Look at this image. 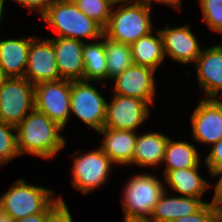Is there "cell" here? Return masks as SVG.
<instances>
[{
    "mask_svg": "<svg viewBox=\"0 0 222 222\" xmlns=\"http://www.w3.org/2000/svg\"><path fill=\"white\" fill-rule=\"evenodd\" d=\"M155 74L156 71L153 69L133 64L110 81L114 82L110 87L113 89L112 94L143 100L154 110L158 87Z\"/></svg>",
    "mask_w": 222,
    "mask_h": 222,
    "instance_id": "11",
    "label": "cell"
},
{
    "mask_svg": "<svg viewBox=\"0 0 222 222\" xmlns=\"http://www.w3.org/2000/svg\"><path fill=\"white\" fill-rule=\"evenodd\" d=\"M46 212H41L38 214L28 215L22 219L17 220L16 222H45Z\"/></svg>",
    "mask_w": 222,
    "mask_h": 222,
    "instance_id": "35",
    "label": "cell"
},
{
    "mask_svg": "<svg viewBox=\"0 0 222 222\" xmlns=\"http://www.w3.org/2000/svg\"><path fill=\"white\" fill-rule=\"evenodd\" d=\"M137 133L131 130H116L103 127L97 132L102 136L99 147L117 167H131Z\"/></svg>",
    "mask_w": 222,
    "mask_h": 222,
    "instance_id": "17",
    "label": "cell"
},
{
    "mask_svg": "<svg viewBox=\"0 0 222 222\" xmlns=\"http://www.w3.org/2000/svg\"><path fill=\"white\" fill-rule=\"evenodd\" d=\"M5 4H6V0H0V27H1V24H3L2 20L4 17Z\"/></svg>",
    "mask_w": 222,
    "mask_h": 222,
    "instance_id": "38",
    "label": "cell"
},
{
    "mask_svg": "<svg viewBox=\"0 0 222 222\" xmlns=\"http://www.w3.org/2000/svg\"><path fill=\"white\" fill-rule=\"evenodd\" d=\"M193 143L209 148L222 139V99L199 98L190 115Z\"/></svg>",
    "mask_w": 222,
    "mask_h": 222,
    "instance_id": "12",
    "label": "cell"
},
{
    "mask_svg": "<svg viewBox=\"0 0 222 222\" xmlns=\"http://www.w3.org/2000/svg\"><path fill=\"white\" fill-rule=\"evenodd\" d=\"M39 19L56 34L51 37H67L90 42L104 35V28L80 11L73 2L53 0Z\"/></svg>",
    "mask_w": 222,
    "mask_h": 222,
    "instance_id": "3",
    "label": "cell"
},
{
    "mask_svg": "<svg viewBox=\"0 0 222 222\" xmlns=\"http://www.w3.org/2000/svg\"><path fill=\"white\" fill-rule=\"evenodd\" d=\"M96 83L104 87L108 84L98 81H71L70 115L76 116L86 127L97 133L104 127L109 99L95 87Z\"/></svg>",
    "mask_w": 222,
    "mask_h": 222,
    "instance_id": "7",
    "label": "cell"
},
{
    "mask_svg": "<svg viewBox=\"0 0 222 222\" xmlns=\"http://www.w3.org/2000/svg\"><path fill=\"white\" fill-rule=\"evenodd\" d=\"M0 222H16L0 207Z\"/></svg>",
    "mask_w": 222,
    "mask_h": 222,
    "instance_id": "36",
    "label": "cell"
},
{
    "mask_svg": "<svg viewBox=\"0 0 222 222\" xmlns=\"http://www.w3.org/2000/svg\"><path fill=\"white\" fill-rule=\"evenodd\" d=\"M54 47V57L62 79L69 81L83 80L84 42L67 37H50Z\"/></svg>",
    "mask_w": 222,
    "mask_h": 222,
    "instance_id": "16",
    "label": "cell"
},
{
    "mask_svg": "<svg viewBox=\"0 0 222 222\" xmlns=\"http://www.w3.org/2000/svg\"><path fill=\"white\" fill-rule=\"evenodd\" d=\"M83 62V80L103 83L108 82L105 35L100 39L84 42Z\"/></svg>",
    "mask_w": 222,
    "mask_h": 222,
    "instance_id": "24",
    "label": "cell"
},
{
    "mask_svg": "<svg viewBox=\"0 0 222 222\" xmlns=\"http://www.w3.org/2000/svg\"><path fill=\"white\" fill-rule=\"evenodd\" d=\"M15 128L20 156L50 160L67 145V138L61 134L65 129L35 108Z\"/></svg>",
    "mask_w": 222,
    "mask_h": 222,
    "instance_id": "1",
    "label": "cell"
},
{
    "mask_svg": "<svg viewBox=\"0 0 222 222\" xmlns=\"http://www.w3.org/2000/svg\"><path fill=\"white\" fill-rule=\"evenodd\" d=\"M150 4H162L164 6H169L170 8H173L176 11H181L182 9V0H146Z\"/></svg>",
    "mask_w": 222,
    "mask_h": 222,
    "instance_id": "34",
    "label": "cell"
},
{
    "mask_svg": "<svg viewBox=\"0 0 222 222\" xmlns=\"http://www.w3.org/2000/svg\"><path fill=\"white\" fill-rule=\"evenodd\" d=\"M107 101L104 127L116 130L139 131L151 116L152 107L143 100L111 94Z\"/></svg>",
    "mask_w": 222,
    "mask_h": 222,
    "instance_id": "10",
    "label": "cell"
},
{
    "mask_svg": "<svg viewBox=\"0 0 222 222\" xmlns=\"http://www.w3.org/2000/svg\"><path fill=\"white\" fill-rule=\"evenodd\" d=\"M58 197L59 199L46 211L45 222H74L63 195Z\"/></svg>",
    "mask_w": 222,
    "mask_h": 222,
    "instance_id": "29",
    "label": "cell"
},
{
    "mask_svg": "<svg viewBox=\"0 0 222 222\" xmlns=\"http://www.w3.org/2000/svg\"><path fill=\"white\" fill-rule=\"evenodd\" d=\"M168 139L169 135L159 131L137 133L131 166L134 165L143 169L147 167L151 170L155 167L153 170L156 171L162 166Z\"/></svg>",
    "mask_w": 222,
    "mask_h": 222,
    "instance_id": "19",
    "label": "cell"
},
{
    "mask_svg": "<svg viewBox=\"0 0 222 222\" xmlns=\"http://www.w3.org/2000/svg\"><path fill=\"white\" fill-rule=\"evenodd\" d=\"M115 1L113 0H77L76 6L89 18L105 28L109 22Z\"/></svg>",
    "mask_w": 222,
    "mask_h": 222,
    "instance_id": "27",
    "label": "cell"
},
{
    "mask_svg": "<svg viewBox=\"0 0 222 222\" xmlns=\"http://www.w3.org/2000/svg\"><path fill=\"white\" fill-rule=\"evenodd\" d=\"M221 218L216 209L207 202L194 214L180 217L173 222H218Z\"/></svg>",
    "mask_w": 222,
    "mask_h": 222,
    "instance_id": "30",
    "label": "cell"
},
{
    "mask_svg": "<svg viewBox=\"0 0 222 222\" xmlns=\"http://www.w3.org/2000/svg\"><path fill=\"white\" fill-rule=\"evenodd\" d=\"M54 189L17 179L0 195V207L15 221L28 215L46 212L58 199Z\"/></svg>",
    "mask_w": 222,
    "mask_h": 222,
    "instance_id": "5",
    "label": "cell"
},
{
    "mask_svg": "<svg viewBox=\"0 0 222 222\" xmlns=\"http://www.w3.org/2000/svg\"><path fill=\"white\" fill-rule=\"evenodd\" d=\"M200 155L196 144L169 137L162 162V167L165 165L162 176L169 171L199 166L202 163Z\"/></svg>",
    "mask_w": 222,
    "mask_h": 222,
    "instance_id": "23",
    "label": "cell"
},
{
    "mask_svg": "<svg viewBox=\"0 0 222 222\" xmlns=\"http://www.w3.org/2000/svg\"><path fill=\"white\" fill-rule=\"evenodd\" d=\"M105 52L108 82L134 64L129 44L116 42L105 36Z\"/></svg>",
    "mask_w": 222,
    "mask_h": 222,
    "instance_id": "25",
    "label": "cell"
},
{
    "mask_svg": "<svg viewBox=\"0 0 222 222\" xmlns=\"http://www.w3.org/2000/svg\"><path fill=\"white\" fill-rule=\"evenodd\" d=\"M209 152L203 162L208 173H217L222 171V139L208 148Z\"/></svg>",
    "mask_w": 222,
    "mask_h": 222,
    "instance_id": "31",
    "label": "cell"
},
{
    "mask_svg": "<svg viewBox=\"0 0 222 222\" xmlns=\"http://www.w3.org/2000/svg\"><path fill=\"white\" fill-rule=\"evenodd\" d=\"M34 108V85L26 78L9 77L0 86V121L16 127Z\"/></svg>",
    "mask_w": 222,
    "mask_h": 222,
    "instance_id": "8",
    "label": "cell"
},
{
    "mask_svg": "<svg viewBox=\"0 0 222 222\" xmlns=\"http://www.w3.org/2000/svg\"><path fill=\"white\" fill-rule=\"evenodd\" d=\"M36 37L27 36L0 39V65L9 77H24L31 41Z\"/></svg>",
    "mask_w": 222,
    "mask_h": 222,
    "instance_id": "20",
    "label": "cell"
},
{
    "mask_svg": "<svg viewBox=\"0 0 222 222\" xmlns=\"http://www.w3.org/2000/svg\"><path fill=\"white\" fill-rule=\"evenodd\" d=\"M19 157L15 126L0 121V168Z\"/></svg>",
    "mask_w": 222,
    "mask_h": 222,
    "instance_id": "26",
    "label": "cell"
},
{
    "mask_svg": "<svg viewBox=\"0 0 222 222\" xmlns=\"http://www.w3.org/2000/svg\"><path fill=\"white\" fill-rule=\"evenodd\" d=\"M193 68L205 99H222V43L202 49Z\"/></svg>",
    "mask_w": 222,
    "mask_h": 222,
    "instance_id": "14",
    "label": "cell"
},
{
    "mask_svg": "<svg viewBox=\"0 0 222 222\" xmlns=\"http://www.w3.org/2000/svg\"><path fill=\"white\" fill-rule=\"evenodd\" d=\"M9 78V76L5 73L2 66L0 65V86Z\"/></svg>",
    "mask_w": 222,
    "mask_h": 222,
    "instance_id": "39",
    "label": "cell"
},
{
    "mask_svg": "<svg viewBox=\"0 0 222 222\" xmlns=\"http://www.w3.org/2000/svg\"><path fill=\"white\" fill-rule=\"evenodd\" d=\"M9 1V0H8ZM25 7L31 14H39V17L45 12L46 8L53 0H10ZM34 12V13H33Z\"/></svg>",
    "mask_w": 222,
    "mask_h": 222,
    "instance_id": "33",
    "label": "cell"
},
{
    "mask_svg": "<svg viewBox=\"0 0 222 222\" xmlns=\"http://www.w3.org/2000/svg\"><path fill=\"white\" fill-rule=\"evenodd\" d=\"M62 1L75 3L77 0H62Z\"/></svg>",
    "mask_w": 222,
    "mask_h": 222,
    "instance_id": "40",
    "label": "cell"
},
{
    "mask_svg": "<svg viewBox=\"0 0 222 222\" xmlns=\"http://www.w3.org/2000/svg\"><path fill=\"white\" fill-rule=\"evenodd\" d=\"M205 203L203 198L172 195L164 191L150 217L154 222H173L183 216L194 214Z\"/></svg>",
    "mask_w": 222,
    "mask_h": 222,
    "instance_id": "21",
    "label": "cell"
},
{
    "mask_svg": "<svg viewBox=\"0 0 222 222\" xmlns=\"http://www.w3.org/2000/svg\"><path fill=\"white\" fill-rule=\"evenodd\" d=\"M154 5L146 0H122L114 3L104 35L116 42L131 45L155 29Z\"/></svg>",
    "mask_w": 222,
    "mask_h": 222,
    "instance_id": "2",
    "label": "cell"
},
{
    "mask_svg": "<svg viewBox=\"0 0 222 222\" xmlns=\"http://www.w3.org/2000/svg\"><path fill=\"white\" fill-rule=\"evenodd\" d=\"M211 181L217 178V181L213 184L210 183V190L213 189V197L209 203L216 209V211L222 216V171L217 173H208Z\"/></svg>",
    "mask_w": 222,
    "mask_h": 222,
    "instance_id": "32",
    "label": "cell"
},
{
    "mask_svg": "<svg viewBox=\"0 0 222 222\" xmlns=\"http://www.w3.org/2000/svg\"><path fill=\"white\" fill-rule=\"evenodd\" d=\"M69 156L73 158L70 171L72 172L71 184L73 189L81 192V195L91 194L95 189L107 183L112 177L111 171L115 170L112 169L113 166L116 167L99 146L87 152L78 149Z\"/></svg>",
    "mask_w": 222,
    "mask_h": 222,
    "instance_id": "6",
    "label": "cell"
},
{
    "mask_svg": "<svg viewBox=\"0 0 222 222\" xmlns=\"http://www.w3.org/2000/svg\"><path fill=\"white\" fill-rule=\"evenodd\" d=\"M154 173V174H153ZM148 172L131 175L122 187L121 205L124 218H150L165 191L163 179Z\"/></svg>",
    "mask_w": 222,
    "mask_h": 222,
    "instance_id": "4",
    "label": "cell"
},
{
    "mask_svg": "<svg viewBox=\"0 0 222 222\" xmlns=\"http://www.w3.org/2000/svg\"><path fill=\"white\" fill-rule=\"evenodd\" d=\"M203 22L222 39V0H198Z\"/></svg>",
    "mask_w": 222,
    "mask_h": 222,
    "instance_id": "28",
    "label": "cell"
},
{
    "mask_svg": "<svg viewBox=\"0 0 222 222\" xmlns=\"http://www.w3.org/2000/svg\"><path fill=\"white\" fill-rule=\"evenodd\" d=\"M201 166L167 172L163 176L165 191L175 192L178 196L203 198L210 190V182L200 173Z\"/></svg>",
    "mask_w": 222,
    "mask_h": 222,
    "instance_id": "18",
    "label": "cell"
},
{
    "mask_svg": "<svg viewBox=\"0 0 222 222\" xmlns=\"http://www.w3.org/2000/svg\"><path fill=\"white\" fill-rule=\"evenodd\" d=\"M130 47L135 65L157 71L161 64L164 63L163 40L159 28L139 38Z\"/></svg>",
    "mask_w": 222,
    "mask_h": 222,
    "instance_id": "22",
    "label": "cell"
},
{
    "mask_svg": "<svg viewBox=\"0 0 222 222\" xmlns=\"http://www.w3.org/2000/svg\"><path fill=\"white\" fill-rule=\"evenodd\" d=\"M163 40V51L166 58L181 65H194L200 55L201 47L198 37L192 32L189 23L171 27L168 24L159 29Z\"/></svg>",
    "mask_w": 222,
    "mask_h": 222,
    "instance_id": "13",
    "label": "cell"
},
{
    "mask_svg": "<svg viewBox=\"0 0 222 222\" xmlns=\"http://www.w3.org/2000/svg\"><path fill=\"white\" fill-rule=\"evenodd\" d=\"M24 78L33 85L62 80L49 37L36 36L31 41Z\"/></svg>",
    "mask_w": 222,
    "mask_h": 222,
    "instance_id": "15",
    "label": "cell"
},
{
    "mask_svg": "<svg viewBox=\"0 0 222 222\" xmlns=\"http://www.w3.org/2000/svg\"><path fill=\"white\" fill-rule=\"evenodd\" d=\"M70 94L71 81L69 80L38 83L34 85L35 109L45 113L52 121L65 129L72 120Z\"/></svg>",
    "mask_w": 222,
    "mask_h": 222,
    "instance_id": "9",
    "label": "cell"
},
{
    "mask_svg": "<svg viewBox=\"0 0 222 222\" xmlns=\"http://www.w3.org/2000/svg\"><path fill=\"white\" fill-rule=\"evenodd\" d=\"M123 222H154L150 218H124Z\"/></svg>",
    "mask_w": 222,
    "mask_h": 222,
    "instance_id": "37",
    "label": "cell"
}]
</instances>
